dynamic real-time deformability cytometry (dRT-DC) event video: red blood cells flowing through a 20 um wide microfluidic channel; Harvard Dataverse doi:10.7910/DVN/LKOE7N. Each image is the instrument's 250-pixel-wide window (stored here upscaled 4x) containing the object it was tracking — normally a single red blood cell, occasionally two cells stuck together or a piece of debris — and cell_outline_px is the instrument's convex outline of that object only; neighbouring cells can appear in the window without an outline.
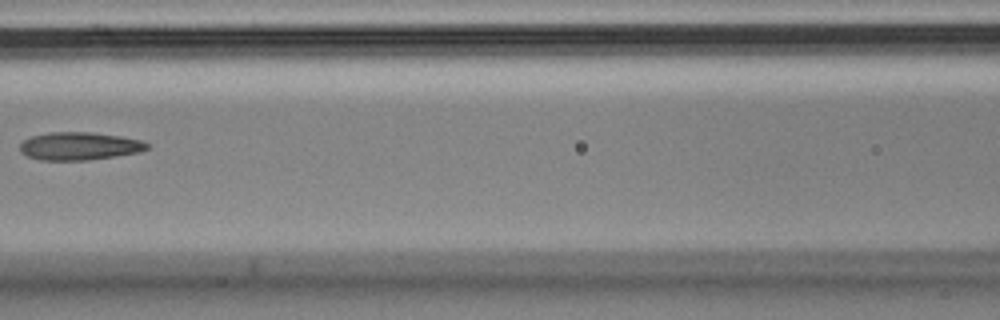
{"species": "Egyptian fruit bat (a non-hibernating species)", "species_latin": "Rousettus aegyptiacus", "temperature_condition": "cold", "stored_images_in_passage": 6, "camera_frame_rate_fps": 3000, "um_per_image_px": 0.085, "animal": {"sex": "male"}, "frame": {"image": 1, "passage_image": 6, "time_ms": 1.667, "image_size_px": [1000, 320], "cell_outline_px": [[148, 148], [140, 152], [116, 156], [88, 160], [40, 160], [28, 156], [20, 152], [20, 144], [24, 140], [32, 136], [48, 132], [92, 132], [120, 136], [140, 140], [148, 144]], "centroid_in_image_um": [6.73, 12.42], "position_along_channel_um": 159.9, "area_um2": 20.63}}